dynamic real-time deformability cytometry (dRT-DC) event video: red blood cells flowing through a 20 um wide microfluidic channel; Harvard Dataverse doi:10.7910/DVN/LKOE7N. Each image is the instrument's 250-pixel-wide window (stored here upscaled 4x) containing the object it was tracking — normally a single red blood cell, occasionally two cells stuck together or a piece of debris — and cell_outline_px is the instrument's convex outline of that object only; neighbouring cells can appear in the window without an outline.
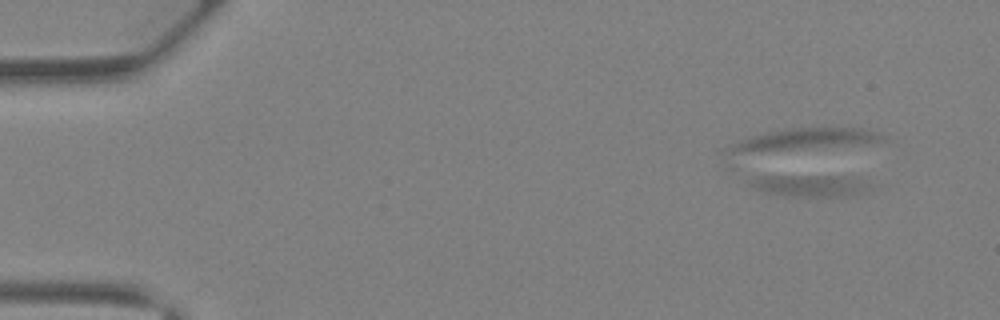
{"species": "Egyptian fruit bat (a non-hibernating species)", "species_latin": "Rousettus aegyptiacus", "temperature_condition": "warm", "stored_images_in_passage": 41, "camera_frame_rate_fps": 3000, "um_per_image_px": 0.085, "animal": {"sex": "female"}, "frame": {"image": 1, "passage_image": 1, "time_ms": 0.0, "image_size_px": [1000, 320], "cell_outline_px": [[880, 184], [868, 192], [852, 196], [788, 196], [764, 192], [744, 184], [760, 176], [856, 176]], "centroid_in_image_um": [69.1, 15.77], "position_along_channel_um": 15.9, "area_um2": 16.07}}